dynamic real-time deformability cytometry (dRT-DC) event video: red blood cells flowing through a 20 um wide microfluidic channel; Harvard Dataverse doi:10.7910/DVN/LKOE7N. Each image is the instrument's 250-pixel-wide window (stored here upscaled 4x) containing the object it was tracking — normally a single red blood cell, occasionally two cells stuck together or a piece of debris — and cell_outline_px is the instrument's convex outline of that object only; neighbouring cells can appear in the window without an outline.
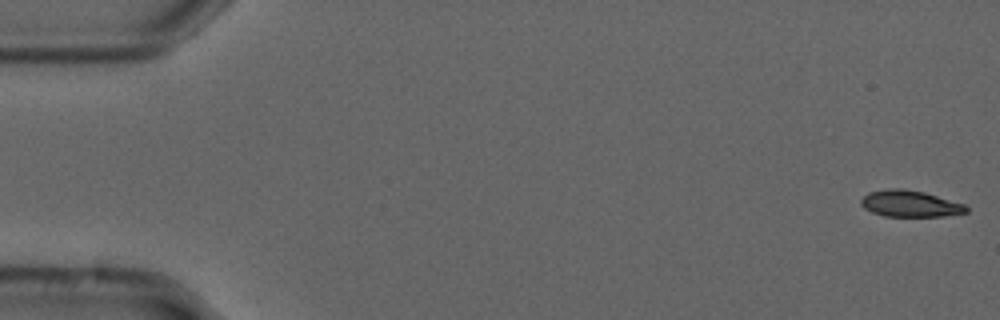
{"species": "common noctule bat (a hibernating species)", "species_latin": "Nyctalus noctula", "temperature_condition": "cold", "stored_images_in_passage": 55, "camera_frame_rate_fps": 3000, "um_per_image_px": 0.085, "animal": {"sex": "male", "forearm_length_mm": 52.5}, "frame": {"image": 1, "passage_image": 1, "time_ms": 0.0, "image_size_px": [1000, 320], "cell_outline_px": [[968, 212], [944, 216], [884, 216], [872, 212], [864, 208], [860, 204], [860, 200], [868, 192], [888, 188], [904, 188], [924, 192], [964, 204], [968, 208]], "centroid_in_image_um": [77.33, 17.3], "position_along_channel_um": 7.7, "area_um2": 16.24}}
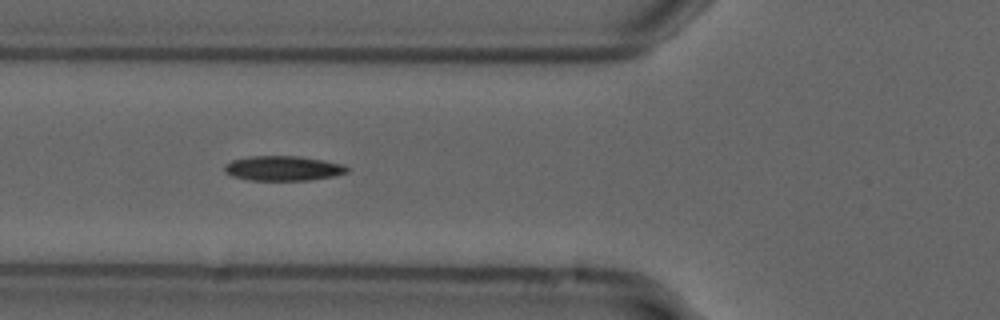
{"frame": {"image": 2, "passage_image": 20, "time_ms": 6.333, "image_size_px": [1000, 320], "cell_outline_px": [[348, 172], [332, 176], [308, 180], [248, 180], [232, 176], [224, 172], [224, 164], [232, 160], [252, 156], [300, 156], [324, 160], [344, 164], [348, 168]], "centroid_in_image_um": [24.04, 14.3], "position_along_channel_um": 101.8, "area_um2": 17.74}}
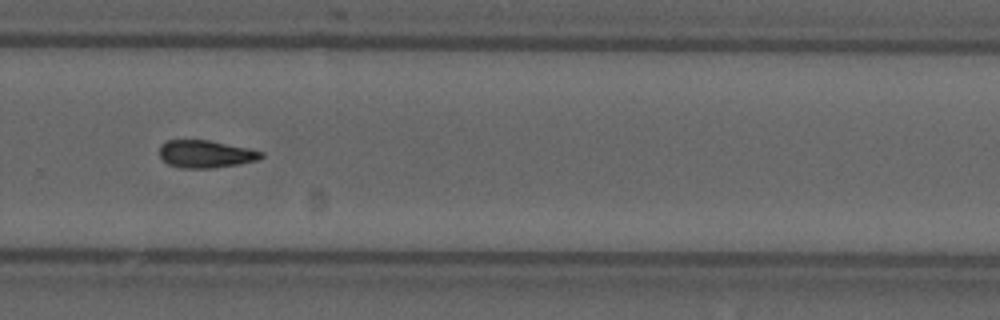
{"frame": {"image": 3, "passage_image": 37, "time_ms": 12.0, "image_size_px": [1000, 320], "cell_outline_px": [[264, 156], [260, 160], [216, 168], [180, 168], [168, 164], [160, 156], [160, 144], [168, 140], [208, 140], [248, 148], [264, 152]], "centroid_in_image_um": [17.51, 13.1], "position_along_channel_um": 312.3, "area_um2": 16.42}, "authors_computed_cell_mechanics": {"area_um2": 16.7042, "velocity_mm_per_s": 3.7193, "shape_relaxation_time_tau1_ms": 4.5306, "shape_relaxation_time_tau2_ms": null, "deformation_change_tau1": 0.1325, "deformation_change_tau2": null}}